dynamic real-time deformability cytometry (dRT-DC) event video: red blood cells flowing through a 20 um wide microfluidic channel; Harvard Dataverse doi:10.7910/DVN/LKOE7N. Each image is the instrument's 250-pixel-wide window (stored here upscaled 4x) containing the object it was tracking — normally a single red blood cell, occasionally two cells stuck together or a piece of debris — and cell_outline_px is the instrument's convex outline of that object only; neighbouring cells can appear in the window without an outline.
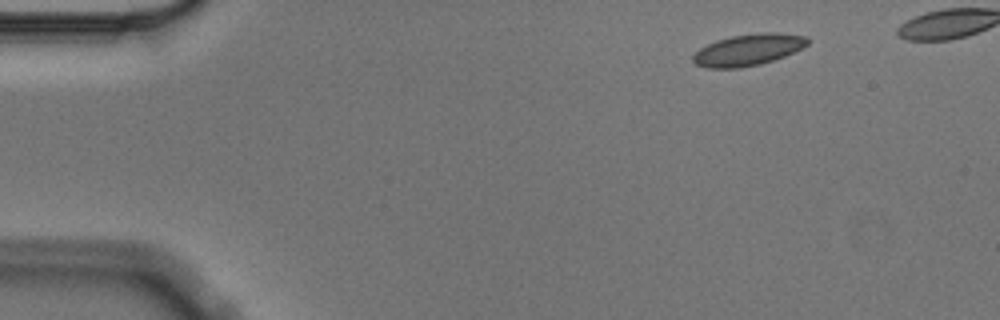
{"species": "Egyptian fruit bat (a non-hibernating species)", "species_latin": "Rousettus aegyptiacus", "temperature_condition": "cold", "stored_images_in_passage": 5, "camera_frame_rate_fps": 3000, "um_per_image_px": 0.085, "animal": {"sex": "male"}, "frame": {"image": 1, "passage_image": 1, "time_ms": 0.0, "image_size_px": [1000, 320], "cell_outline_px": [[808, 44], [784, 56], [760, 64], [740, 68], [708, 68], [696, 64], [692, 60], [692, 56], [700, 48], [716, 40], [732, 36], [760, 32], [776, 32], [808, 36]], "centroid_in_image_um": [63.58, 4.23], "position_along_channel_um": 21.4, "area_um2": 20.92}}
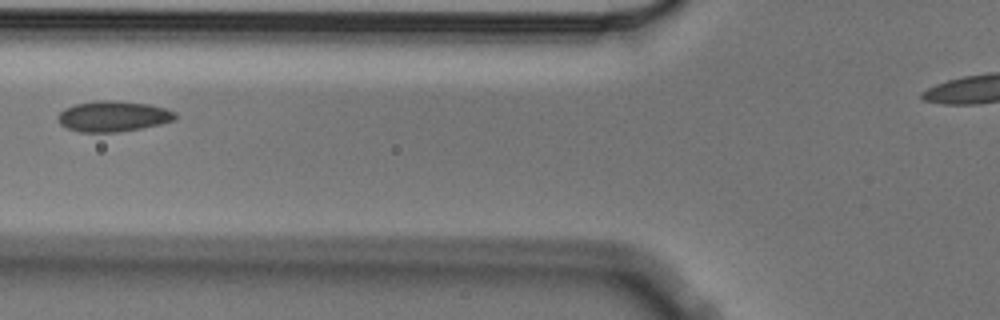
{"frame": {"image": 2, "passage_image": 5, "time_ms": 1.333, "image_size_px": [1000, 320], "cell_outline_px": [[176, 120], [160, 124], [140, 128], [116, 132], [80, 132], [68, 128], [60, 124], [56, 116], [64, 108], [76, 104], [96, 100], [112, 100], [148, 104], [164, 108], [176, 112]], "centroid_in_image_um": [9.6, 9.88], "position_along_channel_um": 116.2, "area_um2": 20.92}}